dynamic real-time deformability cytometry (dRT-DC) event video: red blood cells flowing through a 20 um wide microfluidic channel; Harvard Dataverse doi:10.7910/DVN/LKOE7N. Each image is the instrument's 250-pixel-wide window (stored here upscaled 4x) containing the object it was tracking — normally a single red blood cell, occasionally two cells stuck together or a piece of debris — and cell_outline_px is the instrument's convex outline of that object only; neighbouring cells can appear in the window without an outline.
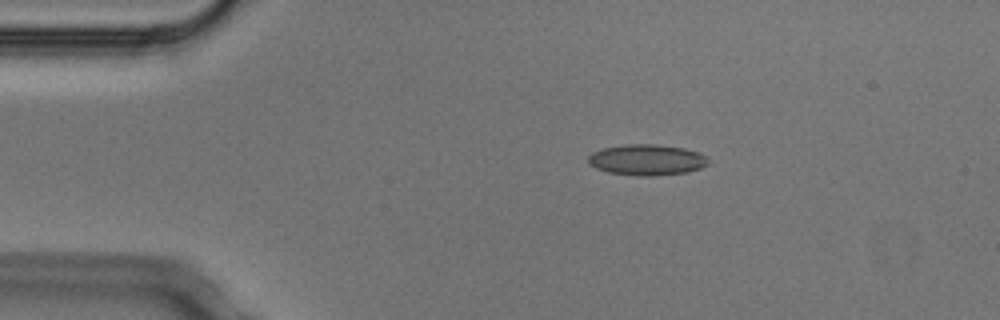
{"species": "Egyptian fruit bat (a non-hibernating species)", "species_latin": "Rousettus aegyptiacus", "temperature_condition": "cold", "stored_images_in_passage": 3, "camera_frame_rate_fps": 3000, "um_per_image_px": 0.085, "animal": {"sex": "male"}, "frame": {"image": 1, "passage_image": 1, "time_ms": 0.0, "image_size_px": [1000, 320], "cell_outline_px": [[708, 164], [700, 168], [688, 172], [656, 176], [640, 176], [608, 172], [596, 168], [588, 164], [588, 156], [592, 152], [604, 148], [624, 144], [656, 144], [684, 148], [700, 152], [708, 160]], "centroid_in_image_um": [54.97, 13.58], "position_along_channel_um": 30.0, "area_um2": 21.73}}
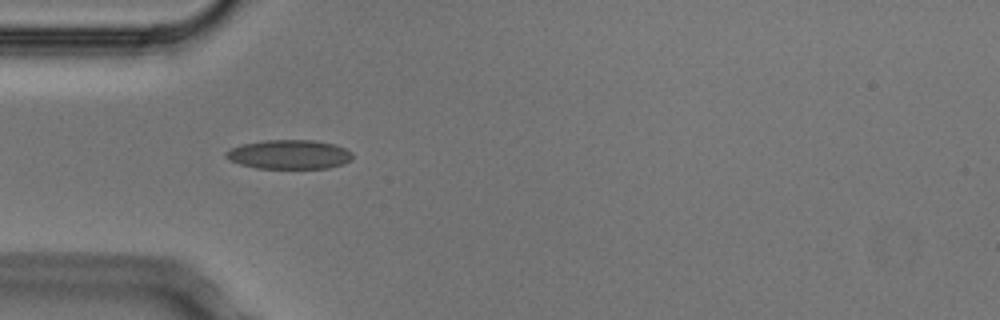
{"frame": {"image": 2, "passage_image": 2, "time_ms": 0.333, "image_size_px": [1000, 320], "cell_outline_px": [[352, 160], [344, 164], [328, 168], [256, 168], [240, 164], [228, 160], [224, 156], [224, 152], [232, 148], [244, 144], [264, 140], [312, 140], [332, 144], [344, 148], [352, 152]], "centroid_in_image_um": [24.57, 13.13], "position_along_channel_um": 60.4, "area_um2": 21.5}}
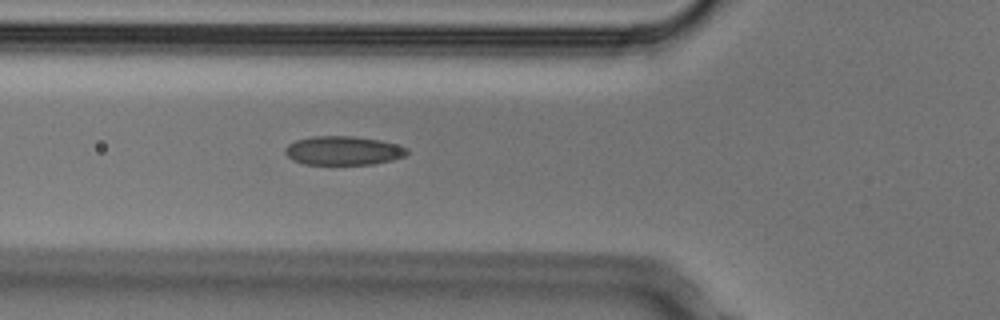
{"frame": {"image": 3, "passage_image": 3, "time_ms": 0.667, "image_size_px": [1000, 320], "cell_outline_px": [[408, 152], [404, 156], [392, 160], [372, 164], [304, 164], [292, 160], [284, 152], [284, 148], [288, 144], [296, 140], [312, 136], [352, 136], [380, 140], [396, 144], [408, 148]], "centroid_in_image_um": [29.15, 12.8], "position_along_channel_um": 96.6, "area_um2": 20.52}}